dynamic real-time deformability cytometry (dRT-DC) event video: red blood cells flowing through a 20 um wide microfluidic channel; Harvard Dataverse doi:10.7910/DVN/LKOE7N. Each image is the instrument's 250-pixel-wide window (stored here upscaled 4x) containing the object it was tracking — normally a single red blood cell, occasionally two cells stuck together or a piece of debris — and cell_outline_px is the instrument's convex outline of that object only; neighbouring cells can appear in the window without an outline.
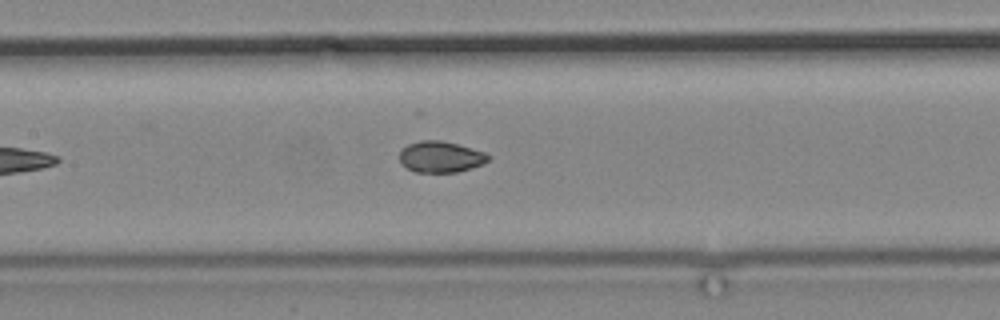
{"species": "common noctule bat (a hibernating species)", "species_latin": "Nyctalus noctula", "temperature_condition": "cold", "stored_images_in_passage": 11, "camera_frame_rate_fps": 3000, "um_per_image_px": 0.085, "animal": {"sex": "male", "body_mass_g": 19.2, "forearm_length_mm": 51.8}, "frame": {"image": 1, "passage_image": 11, "time_ms": 13.0, "image_size_px": [1000, 320], "cell_outline_px": [[492, 156], [484, 164], [472, 168], [456, 172], [416, 172], [400, 164], [400, 152], [408, 144], [420, 140], [440, 140], [456, 144], [484, 152]], "centroid_in_image_um": [37.46, 13.34], "position_along_channel_um": 169.9, "area_um2": 16.07}}